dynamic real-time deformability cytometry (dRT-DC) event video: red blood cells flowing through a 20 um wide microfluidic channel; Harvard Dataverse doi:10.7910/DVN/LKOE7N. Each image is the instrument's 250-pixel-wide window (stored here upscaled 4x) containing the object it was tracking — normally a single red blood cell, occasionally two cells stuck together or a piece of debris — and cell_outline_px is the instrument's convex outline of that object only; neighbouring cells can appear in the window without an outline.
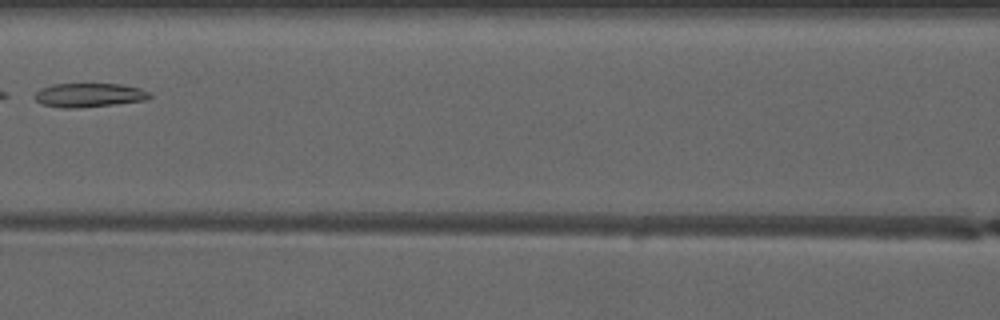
{"species": "common noctule bat (a hibernating species)", "species_latin": "Nyctalus noctula", "temperature_condition": "warm", "stored_images_in_passage": 4, "camera_frame_rate_fps": 3000, "um_per_image_px": 0.085, "animal": {"sex": "male", "forearm_length_mm": 52.5}, "frame": {"image": 1, "passage_image": 4, "time_ms": 3.333, "image_size_px": [1000, 320], "cell_outline_px": [[152, 96], [148, 100], [116, 104], [80, 108], [60, 108], [40, 104], [36, 100], [36, 92], [40, 88], [52, 84], [120, 84], [140, 88], [148, 92]], "centroid_in_image_um": [7.57, 8.09], "position_along_channel_um": 159.0, "area_um2": 16.18}}